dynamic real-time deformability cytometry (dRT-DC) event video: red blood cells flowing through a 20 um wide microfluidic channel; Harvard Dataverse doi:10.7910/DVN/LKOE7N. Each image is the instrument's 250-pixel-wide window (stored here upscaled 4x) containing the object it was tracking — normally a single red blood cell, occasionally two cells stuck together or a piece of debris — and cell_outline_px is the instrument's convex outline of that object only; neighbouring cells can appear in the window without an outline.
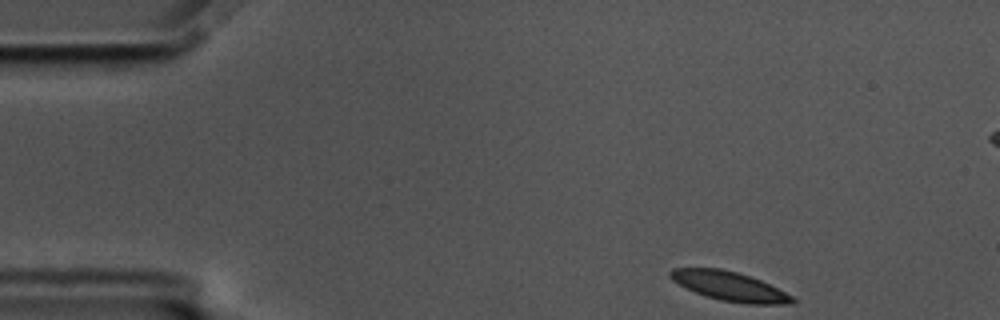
{"species": "common noctule bat (a hibernating species)", "species_latin": "Nyctalus noctula", "temperature_condition": "cold", "stored_images_in_passage": 53, "segment_of_instrument_passage": [1, 2], "camera_frame_rate_fps": 3000, "um_per_image_px": 0.085, "animal": {"sex": "male", "body_mass_g": 17.5, "forearm_length_mm": 52.3}, "frame": {"image": 1, "passage_image": 1, "time_ms": 0.0, "image_size_px": [1000, 320], "cell_outline_px": [[796, 304], [744, 304], [720, 300], [696, 292], [672, 280], [668, 276], [668, 272], [672, 268], [720, 268], [736, 272], [760, 280], [792, 296], [796, 300]], "centroid_in_image_um": [62.01, 24.33], "position_along_channel_um": 23.0, "area_um2": 20.52}}
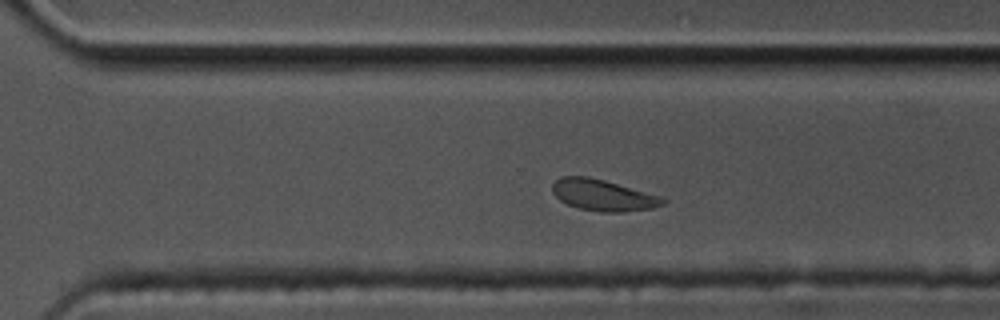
{"frame": {"image": 2, "passage_image": 34, "time_ms": 11.0, "image_size_px": [1000, 320], "cell_outline_px": [[668, 200], [664, 204], [652, 208], [624, 212], [600, 212], [580, 208], [568, 204], [560, 200], [552, 192], [552, 184], [560, 176], [588, 176], [604, 180], [664, 196]], "centroid_in_image_um": [51.3, 16.58], "position_along_channel_um": 319.3, "area_um2": 20.35}}
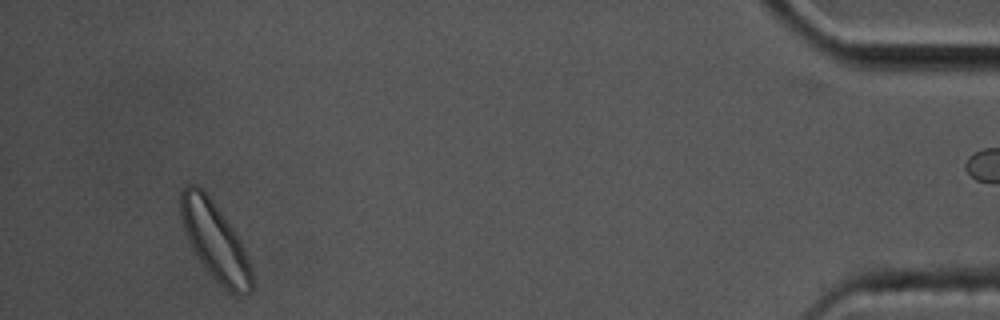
{"frame": {"image": 3, "passage_image": 49, "time_ms": 16.0, "image_size_px": [1000, 320], "cell_outline_px": [[252, 288], [248, 292], [240, 296], [228, 292], [212, 276], [200, 260], [192, 248], [188, 240], [180, 216], [180, 192], [188, 184], [196, 184], [212, 200], [232, 228], [252, 268]], "centroid_in_image_um": [18.25, 20.5], "position_along_channel_um": 417.0, "area_um2": 31.39}}